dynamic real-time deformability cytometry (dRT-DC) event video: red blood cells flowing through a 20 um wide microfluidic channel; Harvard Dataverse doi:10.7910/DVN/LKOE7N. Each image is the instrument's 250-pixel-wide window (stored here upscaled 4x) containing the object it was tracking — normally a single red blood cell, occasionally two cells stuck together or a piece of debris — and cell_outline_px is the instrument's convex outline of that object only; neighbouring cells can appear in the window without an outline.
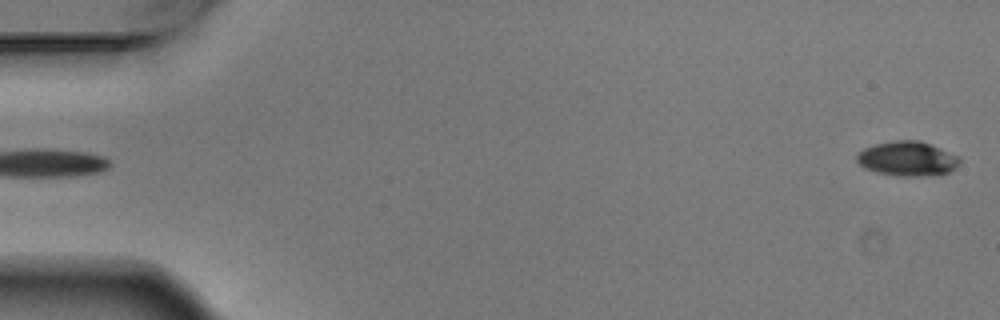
{"species": "Egyptian fruit bat (a non-hibernating species)", "species_latin": "Rousettus aegyptiacus", "temperature_condition": "warm", "stored_images_in_passage": 6, "segment_of_instrument_passage": [2, 2], "camera_frame_rate_fps": 3000, "um_per_image_px": 0.085, "animal": {"sex": "male"}, "frame": {"image": 1, "passage_image": 6, "time_ms": 1.667, "image_size_px": [1000, 320], "cell_outline_px": [[960, 164], [956, 168], [940, 176], [908, 176], [880, 172], [864, 168], [856, 160], [856, 156], [864, 148], [876, 144], [896, 140], [920, 140], [932, 144], [960, 156]], "centroid_in_image_um": [77.21, 13.48], "position_along_channel_um": 7.8, "area_um2": 20.81}}